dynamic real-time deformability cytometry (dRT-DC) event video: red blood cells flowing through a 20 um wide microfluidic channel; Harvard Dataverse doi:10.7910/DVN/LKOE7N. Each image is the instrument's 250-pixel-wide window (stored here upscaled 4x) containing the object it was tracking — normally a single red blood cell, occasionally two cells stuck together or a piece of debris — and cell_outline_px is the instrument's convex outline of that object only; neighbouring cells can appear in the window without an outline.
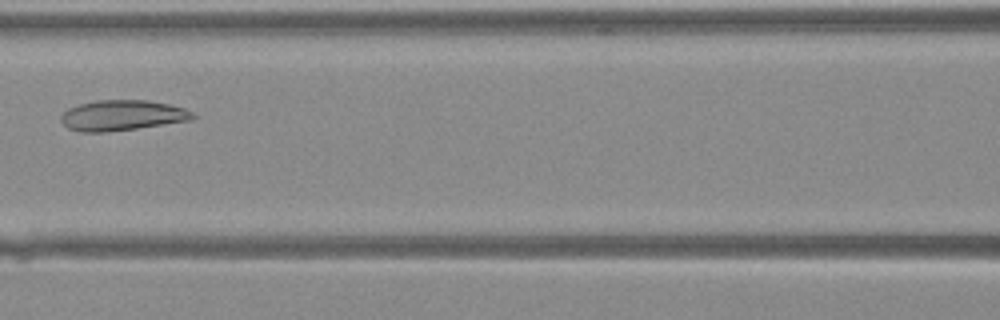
{"species": "Egyptian fruit bat (a non-hibernating species)", "species_latin": "Rousettus aegyptiacus", "temperature_condition": "warm", "stored_images_in_passage": 34, "camera_frame_rate_fps": 3000, "um_per_image_px": 0.085, "animal": {"sex": "female"}, "frame": {"image": 1, "passage_image": 12, "time_ms": 3.667, "image_size_px": [1000, 320], "cell_outline_px": [[196, 116], [192, 120], [136, 128], [104, 132], [80, 132], [68, 128], [60, 120], [60, 116], [68, 108], [80, 104], [96, 100], [148, 100], [168, 104], [184, 108], [192, 112]], "centroid_in_image_um": [10.37, 9.8], "position_along_channel_um": 156.2, "area_um2": 23.29}}
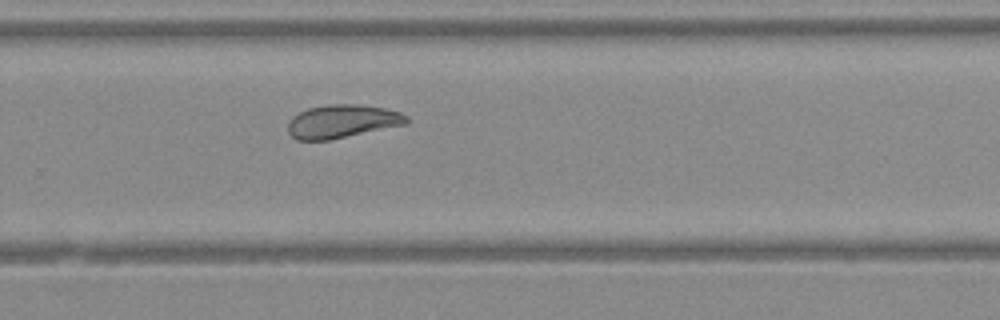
{"frame": {"image": 2, "passage_image": 21, "time_ms": 6.667, "image_size_px": [1000, 320], "cell_outline_px": [[408, 124], [332, 140], [296, 140], [288, 132], [288, 120], [292, 116], [308, 108], [328, 104], [356, 104], [384, 108], [400, 112], [408, 116]], "centroid_in_image_um": [29.09, 10.32], "position_along_channel_um": 300.7, "area_um2": 23.29}}
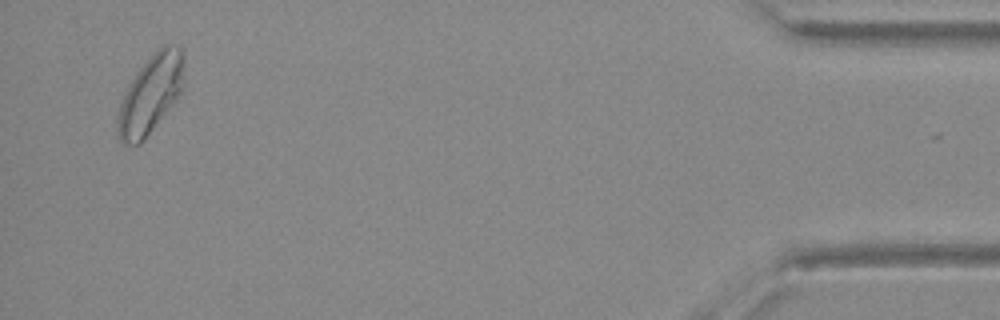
{"frame": {"image": 3, "passage_image": 33, "time_ms": 10.667, "image_size_px": [1000, 320], "cell_outline_px": [[184, 84], [176, 100], [144, 140], [140, 144], [124, 144], [120, 140], [116, 128], [116, 120], [120, 104], [124, 92], [136, 72], [164, 44], [180, 44], [184, 56]], "centroid_in_image_um": [12.81, 8.0], "position_along_channel_um": 422.4, "area_um2": 30.35}}